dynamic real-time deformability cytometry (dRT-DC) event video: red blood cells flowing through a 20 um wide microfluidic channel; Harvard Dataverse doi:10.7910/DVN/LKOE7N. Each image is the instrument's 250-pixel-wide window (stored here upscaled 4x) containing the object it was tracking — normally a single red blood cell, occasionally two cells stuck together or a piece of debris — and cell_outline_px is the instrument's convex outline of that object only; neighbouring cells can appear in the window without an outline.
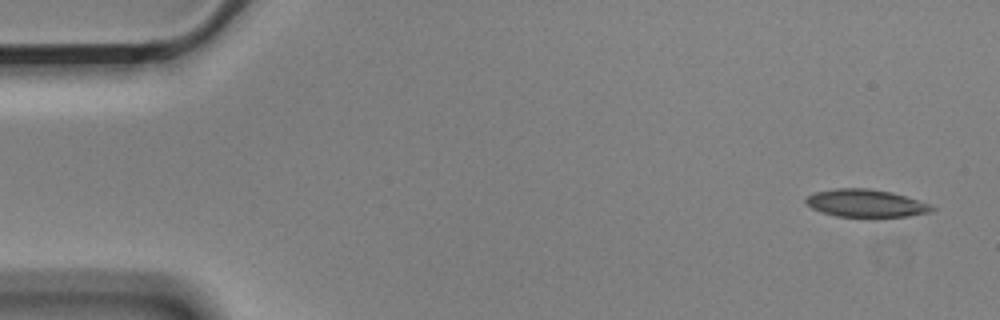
{"species": "Egyptian fruit bat (a non-hibernating species)", "species_latin": "Rousettus aegyptiacus", "temperature_condition": "cold", "stored_images_in_passage": 6, "camera_frame_rate_fps": 3000, "um_per_image_px": 0.085, "animal": {"sex": "male"}, "frame": {"image": 1, "passage_image": 1, "time_ms": 0.0, "image_size_px": [1000, 320], "cell_outline_px": [[936, 208], [932, 212], [908, 216], [836, 216], [820, 212], [812, 208], [804, 200], [808, 196], [816, 192], [836, 188], [868, 188], [892, 192], [928, 204]], "centroid_in_image_um": [73.58, 17.27], "position_along_channel_um": 11.4, "area_um2": 20.0}}
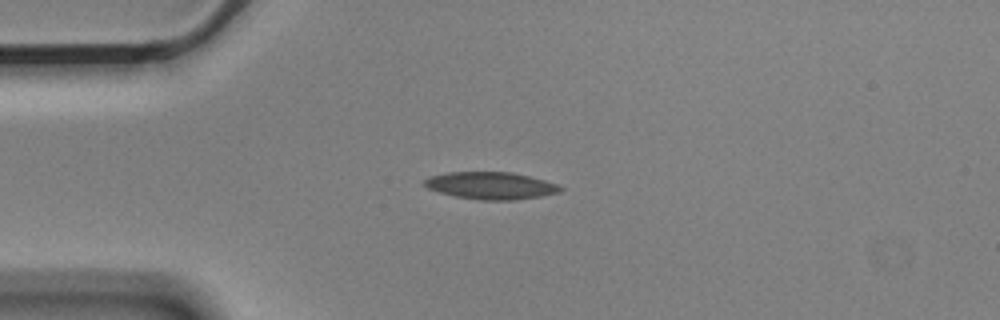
{"frame": {"image": 2, "passage_image": 4, "time_ms": 1.0, "image_size_px": [1000, 320], "cell_outline_px": [[564, 188], [560, 192], [540, 196], [516, 200], [480, 200], [456, 196], [440, 192], [428, 188], [424, 184], [424, 180], [428, 176], [448, 172], [512, 172], [544, 180], [556, 184]], "centroid_in_image_um": [41.71, 15.77], "position_along_channel_um": 43.3, "area_um2": 21.44}}
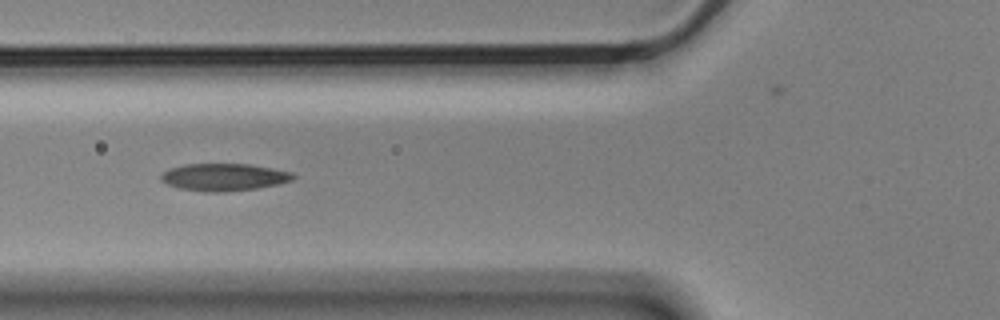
{"frame": {"image": 3, "passage_image": 6, "time_ms": 1.667, "image_size_px": [1000, 320], "cell_outline_px": [[296, 176], [292, 180], [276, 184], [256, 188], [224, 192], [204, 192], [180, 188], [168, 184], [160, 180], [160, 176], [164, 172], [172, 168], [184, 164], [248, 164], [272, 168], [292, 172]], "centroid_in_image_um": [19.03, 15.05], "position_along_channel_um": 106.8, "area_um2": 20.87}}